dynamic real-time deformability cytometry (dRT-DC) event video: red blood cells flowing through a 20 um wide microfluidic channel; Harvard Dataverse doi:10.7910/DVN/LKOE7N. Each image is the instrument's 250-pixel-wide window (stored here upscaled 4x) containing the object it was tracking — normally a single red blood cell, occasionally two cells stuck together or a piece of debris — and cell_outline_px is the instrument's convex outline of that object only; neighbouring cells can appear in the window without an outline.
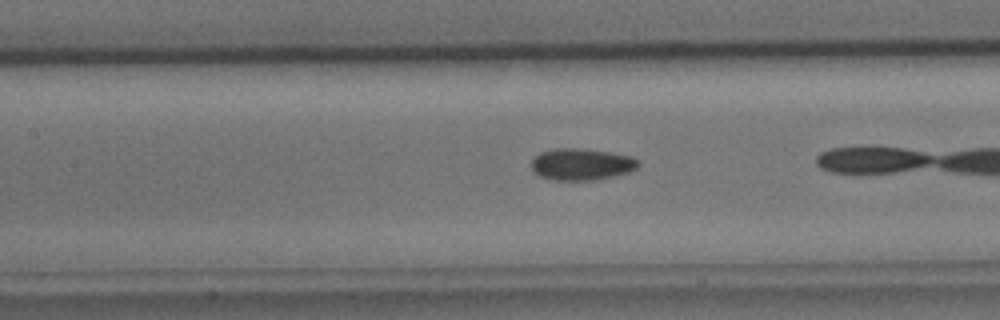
{"species": "common noctule bat (a hibernating species)", "species_latin": "Nyctalus noctula", "temperature_condition": "cold", "stored_images_in_passage": 27, "camera_frame_rate_fps": 3000, "um_per_image_px": 0.085, "animal": {"sex": "male", "body_mass_g": 15.6}, "frame": {"image": 1, "passage_image": 19, "time_ms": 6.0, "image_size_px": [1000, 320], "cell_outline_px": [[640, 164], [636, 168], [628, 172], [596, 180], [552, 180], [540, 176], [532, 172], [532, 160], [540, 152], [556, 148], [580, 148], [608, 152], [632, 156], [640, 160]], "centroid_in_image_um": [49.42, 13.96], "position_along_channel_um": 158.0, "area_um2": 19.83}}
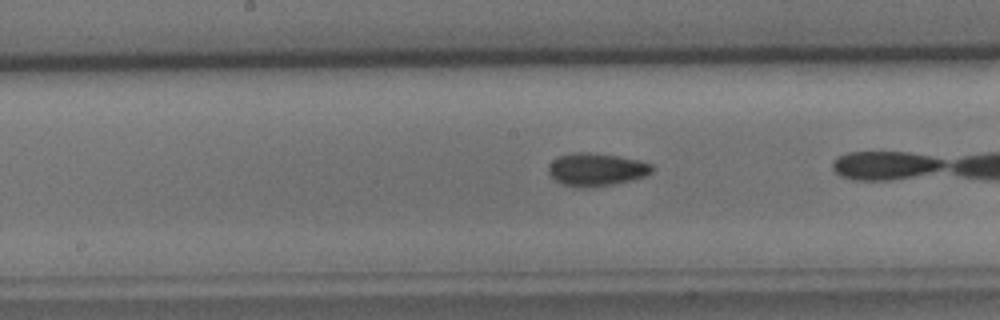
{"frame": {"image": 2, "passage_image": 22, "time_ms": 7.0, "image_size_px": [1000, 320], "cell_outline_px": [[652, 172], [644, 176], [632, 180], [612, 184], [588, 188], [576, 188], [564, 184], [556, 180], [548, 172], [548, 164], [552, 160], [560, 156], [572, 152], [588, 152], [616, 156], [640, 160], [652, 164]], "centroid_in_image_um": [50.67, 14.41], "position_along_channel_um": 197.5, "area_um2": 19.83}}